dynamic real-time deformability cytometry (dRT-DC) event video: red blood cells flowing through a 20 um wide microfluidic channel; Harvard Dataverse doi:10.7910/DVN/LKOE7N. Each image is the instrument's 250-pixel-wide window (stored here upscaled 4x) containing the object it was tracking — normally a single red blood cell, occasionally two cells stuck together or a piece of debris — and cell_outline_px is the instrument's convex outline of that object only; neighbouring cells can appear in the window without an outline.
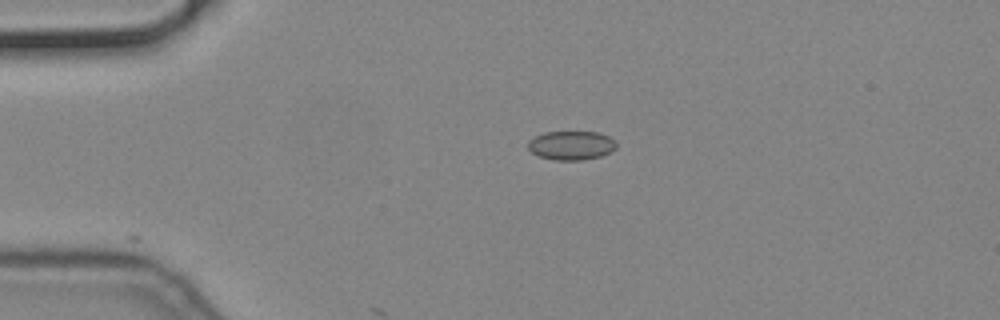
{"species": "common noctule bat (a hibernating species)", "species_latin": "Nyctalus noctula", "temperature_condition": "cold", "stored_images_in_passage": 5, "camera_frame_rate_fps": 3000, "um_per_image_px": 0.085, "animal": {"sex": "male", "body_mass_g": 19.2, "forearm_length_mm": 51.8}, "frame": {"image": 1, "passage_image": 1, "time_ms": 0.0, "image_size_px": [1000, 320], "cell_outline_px": [[616, 148], [612, 152], [600, 156], [584, 160], [552, 160], [536, 156], [528, 148], [528, 140], [544, 132], [596, 132], [608, 136], [616, 140]], "centroid_in_image_um": [48.56, 12.37], "position_along_channel_um": 36.4, "area_um2": 15.09}}